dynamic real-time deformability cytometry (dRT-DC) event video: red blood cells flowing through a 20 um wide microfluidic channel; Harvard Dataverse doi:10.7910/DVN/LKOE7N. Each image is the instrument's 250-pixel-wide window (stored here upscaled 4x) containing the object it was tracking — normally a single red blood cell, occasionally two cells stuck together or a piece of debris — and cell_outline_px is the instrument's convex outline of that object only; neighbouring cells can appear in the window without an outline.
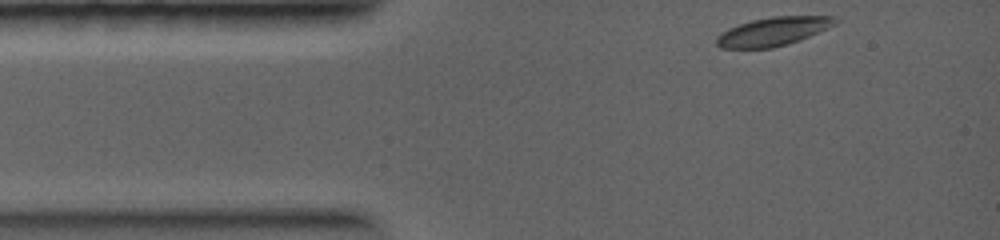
{"species": "common noctule bat (a hibernating species)", "species_latin": "Nyctalus noctula", "temperature_condition": "warm", "stored_images_in_passage": 24, "camera_frame_rate_fps": 5000, "um_per_image_px": 0.085, "animal": {"sex": "female", "body_mass_g": 19.0, "forearm_length_mm": 56.7}, "frame": {"image": 1, "passage_image": 1, "time_ms": 0.0, "image_size_px": [1000, 240], "cell_outline_px": [[840, 20], [836, 24], [828, 28], [800, 40], [788, 44], [772, 48], [720, 48], [716, 44], [716, 36], [720, 32], [728, 28], [752, 20], [772, 16], [836, 16]], "centroid_in_image_um": [65.72, 2.67], "position_along_channel_um": 19.3, "area_um2": 19.94}}
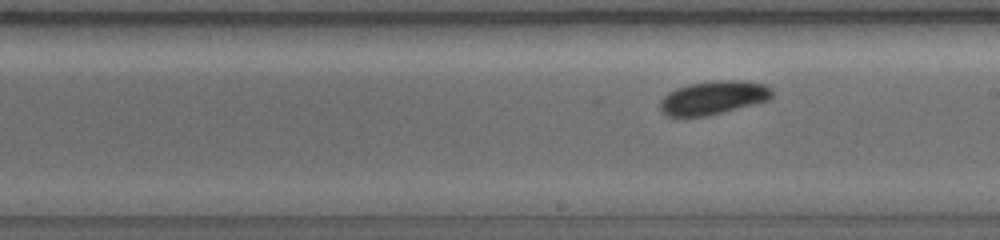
{"frame": {"image": 2, "passage_image": 16, "time_ms": 4.8, "image_size_px": [1000, 240], "cell_outline_px": [[772, 96], [768, 100], [708, 116], [668, 116], [660, 112], [660, 100], [668, 92], [676, 88], [688, 84], [720, 80], [740, 80], [764, 84], [772, 88]], "centroid_in_image_um": [60.61, 8.3], "position_along_channel_um": 228.4, "area_um2": 21.85}}
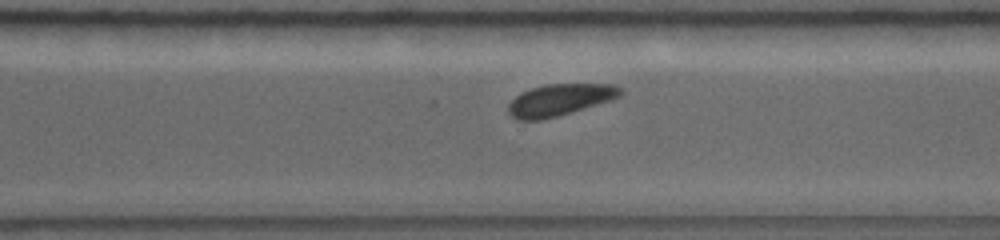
{"frame": {"image": 3, "passage_image": 21, "time_ms": 6.6, "image_size_px": [1000, 240], "cell_outline_px": [[624, 92], [620, 96], [572, 112], [540, 120], [516, 120], [508, 112], [508, 104], [520, 92], [544, 84], [612, 84], [620, 88]], "centroid_in_image_um": [47.53, 8.48], "position_along_channel_um": 323.1, "area_um2": 20.52}}